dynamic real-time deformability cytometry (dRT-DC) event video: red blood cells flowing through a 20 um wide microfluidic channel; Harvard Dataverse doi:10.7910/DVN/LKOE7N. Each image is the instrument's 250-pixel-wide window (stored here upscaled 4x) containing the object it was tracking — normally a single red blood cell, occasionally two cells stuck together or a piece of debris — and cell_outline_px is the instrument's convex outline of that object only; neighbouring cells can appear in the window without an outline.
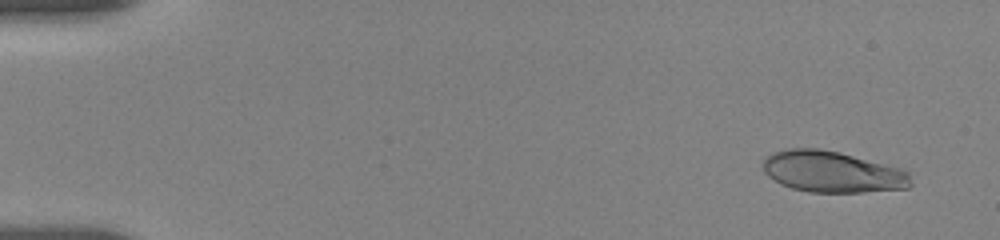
{"species": "human", "species_latin": "Homo sapiens", "temperature_condition": "room temperature", "stored_images_in_passage": 51, "camera_frame_rate_fps": 3000, "um_per_image_px": 0.085, "donor": {"sex": "female"}, "frame": {"image": 1, "passage_image": 2, "time_ms": 0.667, "image_size_px": [1000, 240], "cell_outline_px": [[912, 184], [908, 188], [860, 192], [808, 192], [792, 188], [780, 184], [768, 176], [764, 172], [764, 156], [772, 152], [788, 148], [820, 148], [840, 152], [904, 168], [908, 172]], "centroid_in_image_um": [70.75, 14.59], "position_along_channel_um": 14.2, "area_um2": 35.95}}
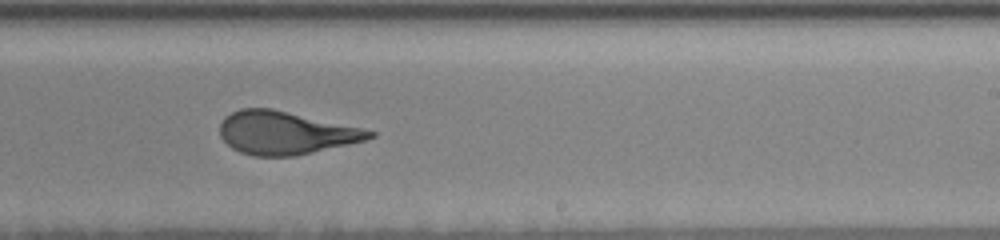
{"frame": {"image": 2, "passage_image": 27, "time_ms": 11.0, "image_size_px": [1000, 240], "cell_outline_px": [[376, 136], [364, 140], [348, 144], [296, 156], [252, 156], [240, 152], [232, 148], [220, 136], [220, 124], [224, 116], [240, 108], [272, 108], [360, 128], [376, 132]], "centroid_in_image_um": [24.21, 11.29], "position_along_channel_um": 264.8, "area_um2": 37.22}}
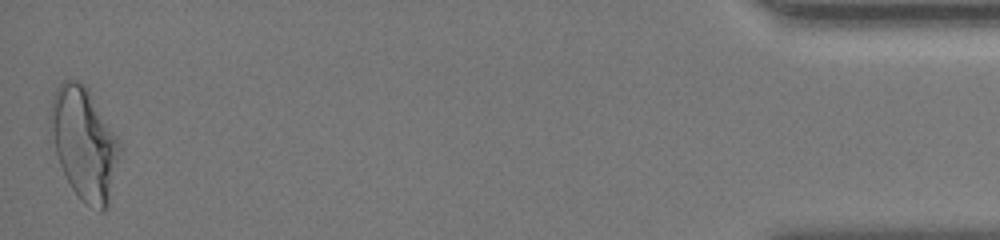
{"frame": {"image": 3, "passage_image": 51, "time_ms": 17.667, "image_size_px": [1000, 240], "cell_outline_px": [[124, 148], [108, 208], [104, 212], [100, 212], [84, 204], [80, 200], [72, 188], [48, 140], [48, 112], [52, 96], [56, 88], [64, 80], [76, 80], [84, 84], [88, 88]], "centroid_in_image_um": [7.15, 12.23], "position_along_channel_um": 428.0, "area_um2": 46.93}, "authors_computed_cell_mechanics": {"area_um2": 37.6856, "velocity_mm_per_s": 3.6641, "shape_relaxation_time_tau1_ms": 4.719, "shape_relaxation_time_tau2_ms": 0.9328, "deformation_change_tau1": 0.1879, "deformation_change_tau2": 0.085}}